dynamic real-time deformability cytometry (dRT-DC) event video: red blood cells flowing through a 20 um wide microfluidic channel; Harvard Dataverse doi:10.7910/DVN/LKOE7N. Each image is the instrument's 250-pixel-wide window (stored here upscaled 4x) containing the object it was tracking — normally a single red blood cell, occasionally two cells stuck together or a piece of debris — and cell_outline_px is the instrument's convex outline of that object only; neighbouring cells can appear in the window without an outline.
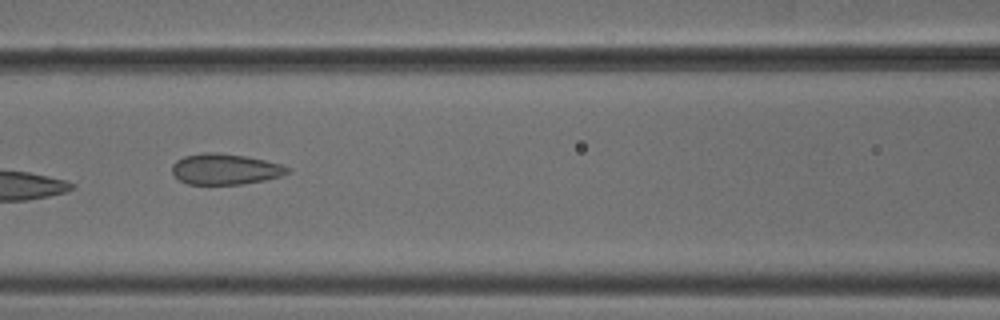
{"species": "common noctule bat (a hibernating species)", "species_latin": "Nyctalus noctula", "temperature_condition": "cold", "stored_images_in_passage": 8, "camera_frame_rate_fps": 3000, "um_per_image_px": 0.085, "animal": {"sex": "male", "body_mass_g": 18.8}, "frame": {"image": 1, "passage_image": 8, "time_ms": 2.333, "image_size_px": [1000, 320], "cell_outline_px": [[288, 172], [280, 176], [264, 180], [244, 184], [188, 184], [180, 180], [172, 172], [172, 164], [176, 160], [184, 156], [204, 152], [216, 152], [244, 156], [264, 160], [280, 164], [288, 168]], "centroid_in_image_um": [19.09, 14.37], "position_along_channel_um": 147.5, "area_um2": 20.52}}